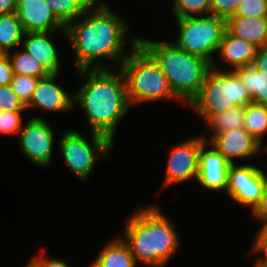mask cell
Returning a JSON list of instances; mask_svg holds the SVG:
<instances>
[{"mask_svg":"<svg viewBox=\"0 0 267 267\" xmlns=\"http://www.w3.org/2000/svg\"><path fill=\"white\" fill-rule=\"evenodd\" d=\"M77 20L65 28L75 51L77 70L106 69L100 58L121 65L128 56L123 52L128 42L126 22L102 2L94 3Z\"/></svg>","mask_w":267,"mask_h":267,"instance_id":"1","label":"cell"},{"mask_svg":"<svg viewBox=\"0 0 267 267\" xmlns=\"http://www.w3.org/2000/svg\"><path fill=\"white\" fill-rule=\"evenodd\" d=\"M111 69L78 70L86 82L74 95L77 103L85 111L92 133L100 134L114 143L119 120L131 108L122 71Z\"/></svg>","mask_w":267,"mask_h":267,"instance_id":"2","label":"cell"},{"mask_svg":"<svg viewBox=\"0 0 267 267\" xmlns=\"http://www.w3.org/2000/svg\"><path fill=\"white\" fill-rule=\"evenodd\" d=\"M125 223L123 241L135 259L143 264L163 267L179 246L173 223L157 205L138 209Z\"/></svg>","mask_w":267,"mask_h":267,"instance_id":"3","label":"cell"},{"mask_svg":"<svg viewBox=\"0 0 267 267\" xmlns=\"http://www.w3.org/2000/svg\"><path fill=\"white\" fill-rule=\"evenodd\" d=\"M138 43L157 62L174 95L188 105L204 84L211 63L187 53L172 42H155L138 37Z\"/></svg>","mask_w":267,"mask_h":267,"instance_id":"4","label":"cell"},{"mask_svg":"<svg viewBox=\"0 0 267 267\" xmlns=\"http://www.w3.org/2000/svg\"><path fill=\"white\" fill-rule=\"evenodd\" d=\"M132 52L118 67L123 73L131 106L143 101L178 98L170 89L167 79L153 57L138 43L131 40Z\"/></svg>","mask_w":267,"mask_h":267,"instance_id":"5","label":"cell"},{"mask_svg":"<svg viewBox=\"0 0 267 267\" xmlns=\"http://www.w3.org/2000/svg\"><path fill=\"white\" fill-rule=\"evenodd\" d=\"M250 103L252 99L235 71H223L211 65L204 84L188 106L206 121L233 106Z\"/></svg>","mask_w":267,"mask_h":267,"instance_id":"6","label":"cell"},{"mask_svg":"<svg viewBox=\"0 0 267 267\" xmlns=\"http://www.w3.org/2000/svg\"><path fill=\"white\" fill-rule=\"evenodd\" d=\"M179 35L173 42L178 48L202 57L213 65L214 53H217L226 20L215 15L175 18Z\"/></svg>","mask_w":267,"mask_h":267,"instance_id":"7","label":"cell"},{"mask_svg":"<svg viewBox=\"0 0 267 267\" xmlns=\"http://www.w3.org/2000/svg\"><path fill=\"white\" fill-rule=\"evenodd\" d=\"M90 144L76 130H67L59 140L61 154L68 168L83 182L94 170L96 158H105L114 147L108 138L92 133ZM99 155V156H98Z\"/></svg>","mask_w":267,"mask_h":267,"instance_id":"8","label":"cell"},{"mask_svg":"<svg viewBox=\"0 0 267 267\" xmlns=\"http://www.w3.org/2000/svg\"><path fill=\"white\" fill-rule=\"evenodd\" d=\"M20 148L35 165L49 166L53 153L54 133L43 118L34 117L18 133Z\"/></svg>","mask_w":267,"mask_h":267,"instance_id":"9","label":"cell"},{"mask_svg":"<svg viewBox=\"0 0 267 267\" xmlns=\"http://www.w3.org/2000/svg\"><path fill=\"white\" fill-rule=\"evenodd\" d=\"M203 136L182 141L170 149L164 186L184 182L198 176L199 152L207 142Z\"/></svg>","mask_w":267,"mask_h":267,"instance_id":"10","label":"cell"},{"mask_svg":"<svg viewBox=\"0 0 267 267\" xmlns=\"http://www.w3.org/2000/svg\"><path fill=\"white\" fill-rule=\"evenodd\" d=\"M262 171L250 164L229 165L226 193L237 203L251 205L253 211L260 202Z\"/></svg>","mask_w":267,"mask_h":267,"instance_id":"11","label":"cell"},{"mask_svg":"<svg viewBox=\"0 0 267 267\" xmlns=\"http://www.w3.org/2000/svg\"><path fill=\"white\" fill-rule=\"evenodd\" d=\"M16 16L25 33L63 31L66 26L54 15L46 0H18Z\"/></svg>","mask_w":267,"mask_h":267,"instance_id":"12","label":"cell"},{"mask_svg":"<svg viewBox=\"0 0 267 267\" xmlns=\"http://www.w3.org/2000/svg\"><path fill=\"white\" fill-rule=\"evenodd\" d=\"M201 146L199 152V165L197 181L204 188L212 191H226L228 186V171L230 163L223 157V155L209 143Z\"/></svg>","mask_w":267,"mask_h":267,"instance_id":"13","label":"cell"},{"mask_svg":"<svg viewBox=\"0 0 267 267\" xmlns=\"http://www.w3.org/2000/svg\"><path fill=\"white\" fill-rule=\"evenodd\" d=\"M208 143L212 144L230 164L236 163L233 159L248 158L259 152V142L244 128L218 133Z\"/></svg>","mask_w":267,"mask_h":267,"instance_id":"14","label":"cell"},{"mask_svg":"<svg viewBox=\"0 0 267 267\" xmlns=\"http://www.w3.org/2000/svg\"><path fill=\"white\" fill-rule=\"evenodd\" d=\"M58 74L39 79L26 109L39 107L46 111H69L74 106V96L68 95L62 86L55 83Z\"/></svg>","mask_w":267,"mask_h":267,"instance_id":"15","label":"cell"},{"mask_svg":"<svg viewBox=\"0 0 267 267\" xmlns=\"http://www.w3.org/2000/svg\"><path fill=\"white\" fill-rule=\"evenodd\" d=\"M53 32H34L25 33L22 40L23 49L42 66L50 74H58L60 72V61L57 49L49 37Z\"/></svg>","mask_w":267,"mask_h":267,"instance_id":"16","label":"cell"},{"mask_svg":"<svg viewBox=\"0 0 267 267\" xmlns=\"http://www.w3.org/2000/svg\"><path fill=\"white\" fill-rule=\"evenodd\" d=\"M257 47L248 41L234 37L227 30L224 31L217 52L224 63L226 62L235 71L238 68L252 65Z\"/></svg>","mask_w":267,"mask_h":267,"instance_id":"17","label":"cell"},{"mask_svg":"<svg viewBox=\"0 0 267 267\" xmlns=\"http://www.w3.org/2000/svg\"><path fill=\"white\" fill-rule=\"evenodd\" d=\"M226 30L257 48L267 45V17H229L226 20Z\"/></svg>","mask_w":267,"mask_h":267,"instance_id":"18","label":"cell"},{"mask_svg":"<svg viewBox=\"0 0 267 267\" xmlns=\"http://www.w3.org/2000/svg\"><path fill=\"white\" fill-rule=\"evenodd\" d=\"M136 263L129 246L120 237L109 242L90 267H135Z\"/></svg>","mask_w":267,"mask_h":267,"instance_id":"19","label":"cell"},{"mask_svg":"<svg viewBox=\"0 0 267 267\" xmlns=\"http://www.w3.org/2000/svg\"><path fill=\"white\" fill-rule=\"evenodd\" d=\"M243 86L252 99V103L267 105V76L252 65L235 70Z\"/></svg>","mask_w":267,"mask_h":267,"instance_id":"20","label":"cell"},{"mask_svg":"<svg viewBox=\"0 0 267 267\" xmlns=\"http://www.w3.org/2000/svg\"><path fill=\"white\" fill-rule=\"evenodd\" d=\"M243 128L259 142V151H262V138L267 134V105L250 103L244 109Z\"/></svg>","mask_w":267,"mask_h":267,"instance_id":"21","label":"cell"},{"mask_svg":"<svg viewBox=\"0 0 267 267\" xmlns=\"http://www.w3.org/2000/svg\"><path fill=\"white\" fill-rule=\"evenodd\" d=\"M244 109L245 106L236 105L224 112L210 116L206 120L207 126L210 127L211 132H214L210 140L218 133L243 128Z\"/></svg>","mask_w":267,"mask_h":267,"instance_id":"22","label":"cell"},{"mask_svg":"<svg viewBox=\"0 0 267 267\" xmlns=\"http://www.w3.org/2000/svg\"><path fill=\"white\" fill-rule=\"evenodd\" d=\"M25 31L16 13L0 15V49L4 53L22 43Z\"/></svg>","mask_w":267,"mask_h":267,"instance_id":"23","label":"cell"},{"mask_svg":"<svg viewBox=\"0 0 267 267\" xmlns=\"http://www.w3.org/2000/svg\"><path fill=\"white\" fill-rule=\"evenodd\" d=\"M54 15L65 25L77 20L95 2L93 0H46Z\"/></svg>","mask_w":267,"mask_h":267,"instance_id":"24","label":"cell"},{"mask_svg":"<svg viewBox=\"0 0 267 267\" xmlns=\"http://www.w3.org/2000/svg\"><path fill=\"white\" fill-rule=\"evenodd\" d=\"M6 54L10 60L14 75H26L40 79L50 75L41 63L24 50L17 51L14 54L10 52Z\"/></svg>","mask_w":267,"mask_h":267,"instance_id":"25","label":"cell"},{"mask_svg":"<svg viewBox=\"0 0 267 267\" xmlns=\"http://www.w3.org/2000/svg\"><path fill=\"white\" fill-rule=\"evenodd\" d=\"M211 0H174L175 18L210 15Z\"/></svg>","mask_w":267,"mask_h":267,"instance_id":"26","label":"cell"},{"mask_svg":"<svg viewBox=\"0 0 267 267\" xmlns=\"http://www.w3.org/2000/svg\"><path fill=\"white\" fill-rule=\"evenodd\" d=\"M40 78L30 77L26 75H14L11 81L13 92L27 106L32 99V94L36 88V84Z\"/></svg>","mask_w":267,"mask_h":267,"instance_id":"27","label":"cell"},{"mask_svg":"<svg viewBox=\"0 0 267 267\" xmlns=\"http://www.w3.org/2000/svg\"><path fill=\"white\" fill-rule=\"evenodd\" d=\"M231 17H267V0H241Z\"/></svg>","mask_w":267,"mask_h":267,"instance_id":"28","label":"cell"},{"mask_svg":"<svg viewBox=\"0 0 267 267\" xmlns=\"http://www.w3.org/2000/svg\"><path fill=\"white\" fill-rule=\"evenodd\" d=\"M22 111H0V133L18 134L22 129Z\"/></svg>","mask_w":267,"mask_h":267,"instance_id":"29","label":"cell"},{"mask_svg":"<svg viewBox=\"0 0 267 267\" xmlns=\"http://www.w3.org/2000/svg\"><path fill=\"white\" fill-rule=\"evenodd\" d=\"M26 106L13 92L11 85L0 87V111H24Z\"/></svg>","mask_w":267,"mask_h":267,"instance_id":"30","label":"cell"},{"mask_svg":"<svg viewBox=\"0 0 267 267\" xmlns=\"http://www.w3.org/2000/svg\"><path fill=\"white\" fill-rule=\"evenodd\" d=\"M241 0H211L210 15L227 20L233 16Z\"/></svg>","mask_w":267,"mask_h":267,"instance_id":"31","label":"cell"},{"mask_svg":"<svg viewBox=\"0 0 267 267\" xmlns=\"http://www.w3.org/2000/svg\"><path fill=\"white\" fill-rule=\"evenodd\" d=\"M262 171V189H261V198L259 204L252 211L254 217H267V174Z\"/></svg>","mask_w":267,"mask_h":267,"instance_id":"32","label":"cell"},{"mask_svg":"<svg viewBox=\"0 0 267 267\" xmlns=\"http://www.w3.org/2000/svg\"><path fill=\"white\" fill-rule=\"evenodd\" d=\"M14 73L11 67L8 55L5 54L0 59V87L10 85L13 79Z\"/></svg>","mask_w":267,"mask_h":267,"instance_id":"33","label":"cell"},{"mask_svg":"<svg viewBox=\"0 0 267 267\" xmlns=\"http://www.w3.org/2000/svg\"><path fill=\"white\" fill-rule=\"evenodd\" d=\"M252 66L267 76V45L257 48Z\"/></svg>","mask_w":267,"mask_h":267,"instance_id":"34","label":"cell"},{"mask_svg":"<svg viewBox=\"0 0 267 267\" xmlns=\"http://www.w3.org/2000/svg\"><path fill=\"white\" fill-rule=\"evenodd\" d=\"M35 267H70L68 263L61 259H49L47 260L44 254L34 257L31 261Z\"/></svg>","mask_w":267,"mask_h":267,"instance_id":"35","label":"cell"},{"mask_svg":"<svg viewBox=\"0 0 267 267\" xmlns=\"http://www.w3.org/2000/svg\"><path fill=\"white\" fill-rule=\"evenodd\" d=\"M253 252H262L264 255L257 260L255 267H267V243H254Z\"/></svg>","mask_w":267,"mask_h":267,"instance_id":"36","label":"cell"},{"mask_svg":"<svg viewBox=\"0 0 267 267\" xmlns=\"http://www.w3.org/2000/svg\"><path fill=\"white\" fill-rule=\"evenodd\" d=\"M16 4V0H0V15L15 13Z\"/></svg>","mask_w":267,"mask_h":267,"instance_id":"37","label":"cell"},{"mask_svg":"<svg viewBox=\"0 0 267 267\" xmlns=\"http://www.w3.org/2000/svg\"><path fill=\"white\" fill-rule=\"evenodd\" d=\"M259 221H263L264 224L262 225L261 229L259 230L258 234H256V239L254 243H267V217H256Z\"/></svg>","mask_w":267,"mask_h":267,"instance_id":"38","label":"cell"},{"mask_svg":"<svg viewBox=\"0 0 267 267\" xmlns=\"http://www.w3.org/2000/svg\"><path fill=\"white\" fill-rule=\"evenodd\" d=\"M6 53H4L1 49H0V59L5 55Z\"/></svg>","mask_w":267,"mask_h":267,"instance_id":"39","label":"cell"},{"mask_svg":"<svg viewBox=\"0 0 267 267\" xmlns=\"http://www.w3.org/2000/svg\"><path fill=\"white\" fill-rule=\"evenodd\" d=\"M25 267H35V265L32 263V262H30L27 266H25Z\"/></svg>","mask_w":267,"mask_h":267,"instance_id":"40","label":"cell"},{"mask_svg":"<svg viewBox=\"0 0 267 267\" xmlns=\"http://www.w3.org/2000/svg\"><path fill=\"white\" fill-rule=\"evenodd\" d=\"M263 149H264V152L266 153V155H267V145L266 146H264L263 147Z\"/></svg>","mask_w":267,"mask_h":267,"instance_id":"41","label":"cell"},{"mask_svg":"<svg viewBox=\"0 0 267 267\" xmlns=\"http://www.w3.org/2000/svg\"><path fill=\"white\" fill-rule=\"evenodd\" d=\"M93 1H94L95 3H96V2H102V0H101V1H100V0H93Z\"/></svg>","mask_w":267,"mask_h":267,"instance_id":"42","label":"cell"}]
</instances>
